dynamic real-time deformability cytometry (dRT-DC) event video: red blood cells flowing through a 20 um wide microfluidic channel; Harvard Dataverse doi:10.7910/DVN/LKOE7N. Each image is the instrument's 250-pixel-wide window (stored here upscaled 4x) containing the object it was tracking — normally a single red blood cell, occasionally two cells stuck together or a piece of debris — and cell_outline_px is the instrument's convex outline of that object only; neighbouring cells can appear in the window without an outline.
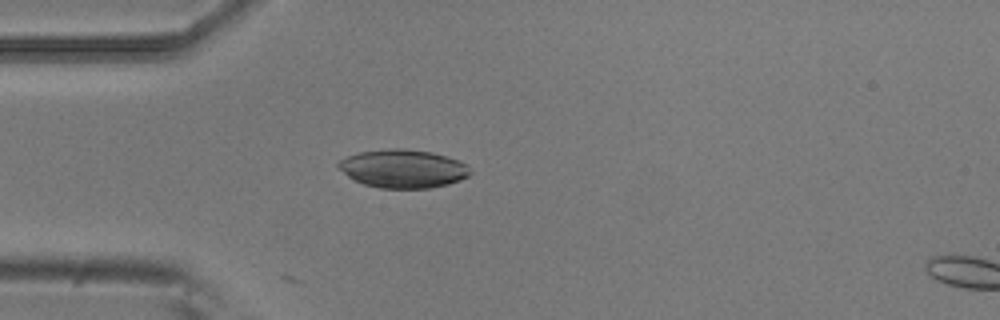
{"species": "common noctule bat (a hibernating species)", "species_latin": "Nyctalus noctula", "temperature_condition": "room temperature", "stored_images_in_passage": 5, "camera_frame_rate_fps": 3000, "um_per_image_px": 0.085, "animal": {"sex": "male", "body_mass_g": 20.5, "forearm_length_mm": 52.5}, "frame": {"image": 1, "passage_image": 4, "time_ms": 1.0, "image_size_px": [1000, 320], "cell_outline_px": [[472, 172], [468, 176], [460, 180], [448, 184], [428, 188], [380, 188], [364, 184], [348, 176], [336, 168], [336, 164], [340, 160], [348, 156], [360, 152], [392, 148], [404, 148], [432, 152], [460, 160]], "centroid_in_image_um": [34.25, 14.33], "position_along_channel_um": 50.8, "area_um2": 29.42}}